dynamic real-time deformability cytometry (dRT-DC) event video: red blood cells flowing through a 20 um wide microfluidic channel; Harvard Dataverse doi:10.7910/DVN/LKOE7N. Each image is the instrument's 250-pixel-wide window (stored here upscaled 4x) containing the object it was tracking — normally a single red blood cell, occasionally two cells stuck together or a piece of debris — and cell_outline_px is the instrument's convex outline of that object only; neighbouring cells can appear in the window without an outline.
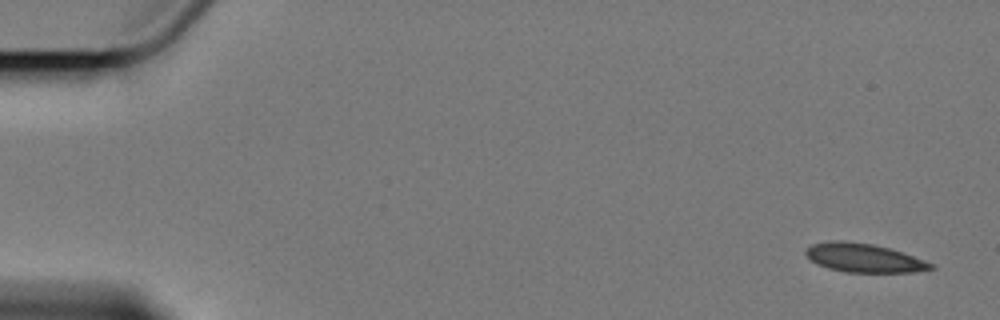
{"species": "Egyptian fruit bat (a non-hibernating species)", "species_latin": "Rousettus aegyptiacus", "temperature_condition": "cold", "stored_images_in_passage": 5, "camera_frame_rate_fps": 3000, "um_per_image_px": 0.085, "animal": {"sex": "female"}, "frame": {"image": 1, "passage_image": 1, "time_ms": 0.0, "image_size_px": [1000, 320], "cell_outline_px": [[936, 268], [912, 272], [844, 272], [828, 268], [812, 260], [804, 252], [804, 248], [812, 244], [828, 240], [844, 240], [872, 244], [888, 248], [936, 264]], "centroid_in_image_um": [73.41, 21.91], "position_along_channel_um": 11.6, "area_um2": 20.87}}
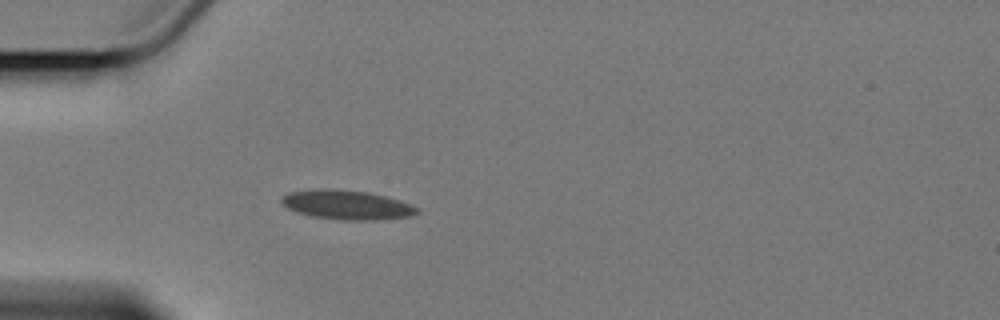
{"frame": {"image": 2, "passage_image": 5, "time_ms": 5.0, "image_size_px": [1000, 320], "cell_outline_px": [[420, 212], [412, 216], [380, 220], [344, 220], [312, 216], [296, 212], [288, 208], [280, 200], [280, 196], [288, 192], [316, 188], [328, 188], [368, 192], [400, 200], [412, 204], [420, 208]], "centroid_in_image_um": [29.5, 17.41], "position_along_channel_um": 55.5, "area_um2": 23.47}}